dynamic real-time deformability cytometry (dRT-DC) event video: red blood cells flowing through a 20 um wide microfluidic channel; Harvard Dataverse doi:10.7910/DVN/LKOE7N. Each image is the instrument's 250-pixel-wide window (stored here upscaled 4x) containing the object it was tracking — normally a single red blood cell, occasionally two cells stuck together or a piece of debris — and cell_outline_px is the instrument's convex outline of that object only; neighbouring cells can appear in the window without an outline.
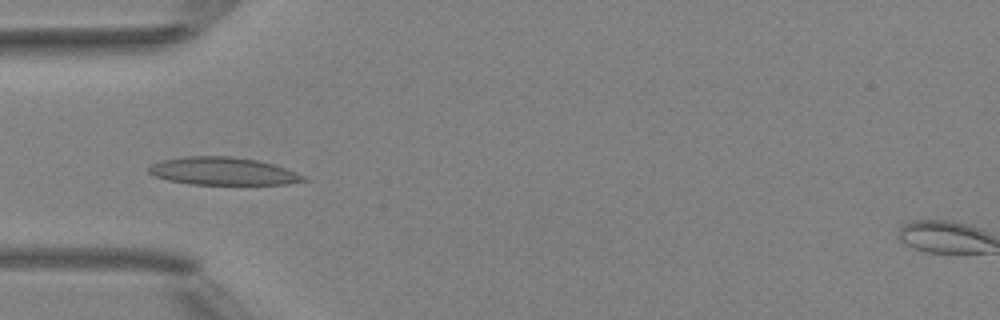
{"species": "Egyptian fruit bat (a non-hibernating species)", "species_latin": "Rousettus aegyptiacus", "temperature_condition": "room temperature", "stored_images_in_passage": 5, "camera_frame_rate_fps": 3000, "um_per_image_px": 0.085, "animal": {"sex": "female"}, "frame": {"image": 1, "passage_image": 3, "time_ms": 3.333, "image_size_px": [1000, 320], "cell_outline_px": [[308, 180], [288, 184], [192, 184], [168, 180], [156, 176], [148, 172], [148, 168], [152, 164], [160, 160], [184, 156], [232, 156], [256, 160], [272, 164], [296, 172], [304, 176]], "centroid_in_image_um": [18.93, 14.54], "position_along_channel_um": 66.1, "area_um2": 24.85}}
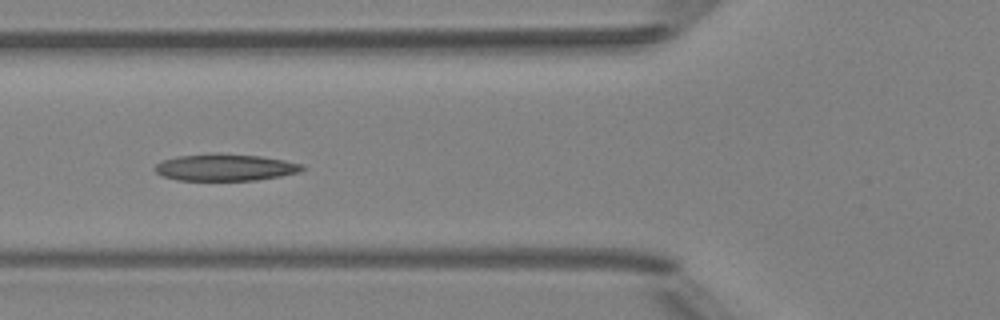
{"frame": {"image": 2, "passage_image": 4, "time_ms": 4.333, "image_size_px": [1000, 320], "cell_outline_px": [[304, 168], [300, 172], [280, 176], [256, 180], [176, 180], [160, 176], [152, 168], [160, 160], [176, 156], [212, 152], [220, 152], [260, 156], [284, 160], [304, 164]], "centroid_in_image_um": [19.08, 14.21], "position_along_channel_um": 106.7, "area_um2": 23.58}}
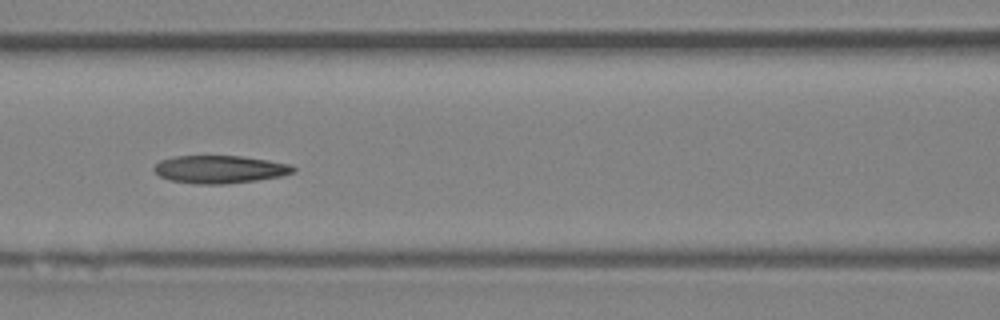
{"frame": {"image": 3, "passage_image": 5, "time_ms": 5.333, "image_size_px": [1000, 320], "cell_outline_px": [[296, 172], [280, 176], [256, 180], [224, 184], [192, 184], [168, 180], [160, 176], [152, 168], [160, 160], [176, 156], [244, 156], [292, 164], [296, 168]], "centroid_in_image_um": [18.69, 14.39], "position_along_channel_um": 147.9, "area_um2": 22.72}}